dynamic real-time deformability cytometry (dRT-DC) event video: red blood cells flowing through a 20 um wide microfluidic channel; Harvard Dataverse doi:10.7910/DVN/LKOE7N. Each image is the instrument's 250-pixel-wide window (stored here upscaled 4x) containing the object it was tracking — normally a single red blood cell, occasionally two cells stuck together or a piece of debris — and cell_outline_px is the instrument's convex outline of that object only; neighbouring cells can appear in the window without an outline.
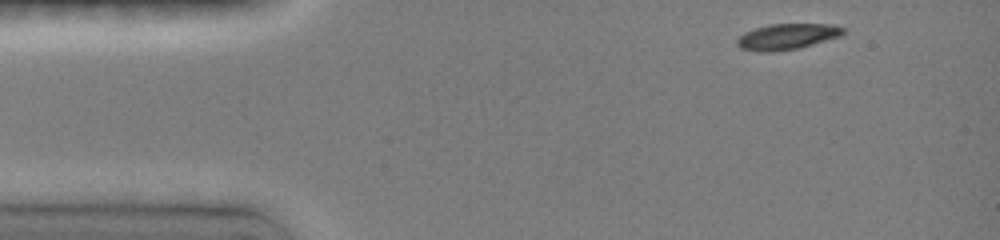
{"species": "common noctule bat (a hibernating species)", "species_latin": "Nyctalus noctula", "temperature_condition": "room temperature", "stored_images_in_passage": 8, "camera_frame_rate_fps": 3000, "um_per_image_px": 0.085, "animal": {"sex": "female", "body_mass_g": 19.0, "forearm_length_mm": 51.5}, "frame": {"image": 1, "passage_image": 1, "time_ms": 0.0, "image_size_px": [1000, 240], "cell_outline_px": [[844, 32], [840, 36], [800, 48], [776, 52], [760, 52], [740, 48], [736, 44], [736, 40], [744, 32], [768, 24], [828, 24], [844, 28]], "centroid_in_image_um": [66.86, 3.12], "position_along_channel_um": 18.1, "area_um2": 16.01}}
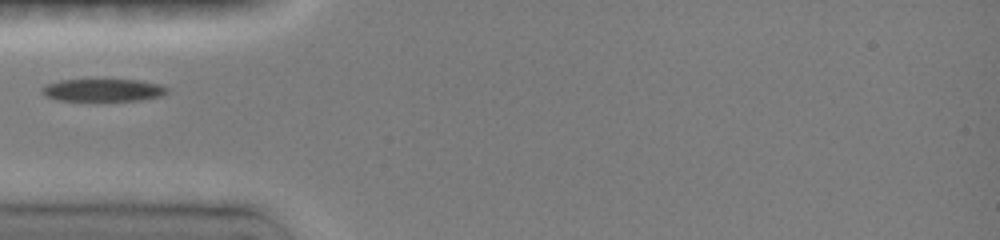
{"frame": {"image": 2, "passage_image": 5, "time_ms": 3.333, "image_size_px": [1000, 240], "cell_outline_px": [[168, 92], [160, 96], [140, 100], [60, 100], [48, 96], [44, 92], [44, 88], [48, 84], [60, 80], [136, 80], [156, 84], [168, 88]], "centroid_in_image_um": [8.81, 7.66], "position_along_channel_um": 76.2, "area_um2": 15.78}}
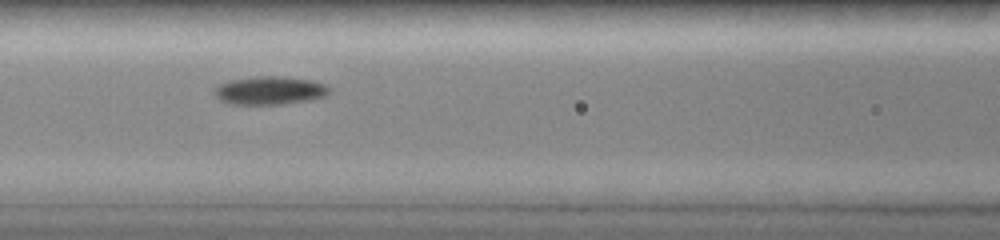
{"frame": {"image": 3, "passage_image": 7, "time_ms": 5.0, "image_size_px": [1000, 240], "cell_outline_px": [[328, 92], [324, 96], [308, 100], [280, 104], [232, 104], [220, 100], [216, 96], [216, 88], [220, 84], [232, 80], [260, 76], [280, 76], [308, 80], [324, 84], [328, 88]], "centroid_in_image_um": [22.91, 7.69], "position_along_channel_um": 143.7, "area_um2": 18.32}}